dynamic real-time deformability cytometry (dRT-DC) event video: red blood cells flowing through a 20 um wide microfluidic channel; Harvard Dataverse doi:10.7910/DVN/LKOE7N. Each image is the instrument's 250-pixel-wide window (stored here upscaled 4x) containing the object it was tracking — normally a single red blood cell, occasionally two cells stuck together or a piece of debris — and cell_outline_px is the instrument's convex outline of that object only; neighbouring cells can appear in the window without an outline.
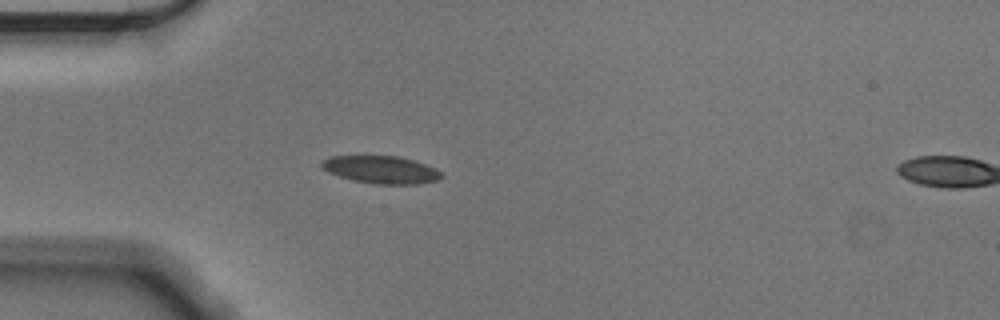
{"species": "Egyptian fruit bat (a non-hibernating species)", "species_latin": "Rousettus aegyptiacus", "temperature_condition": "cold", "stored_images_in_passage": 17, "camera_frame_rate_fps": 3000, "um_per_image_px": 0.085, "animal": {"sex": "male"}, "frame": {"image": 1, "passage_image": 15, "time_ms": 4.667, "image_size_px": [1000, 320], "cell_outline_px": [[444, 176], [440, 180], [420, 184], [376, 184], [352, 180], [328, 172], [320, 168], [320, 160], [332, 156], [400, 156], [416, 160], [436, 168]], "centroid_in_image_um": [32.41, 14.42], "position_along_channel_um": 52.6, "area_um2": 19.59}}